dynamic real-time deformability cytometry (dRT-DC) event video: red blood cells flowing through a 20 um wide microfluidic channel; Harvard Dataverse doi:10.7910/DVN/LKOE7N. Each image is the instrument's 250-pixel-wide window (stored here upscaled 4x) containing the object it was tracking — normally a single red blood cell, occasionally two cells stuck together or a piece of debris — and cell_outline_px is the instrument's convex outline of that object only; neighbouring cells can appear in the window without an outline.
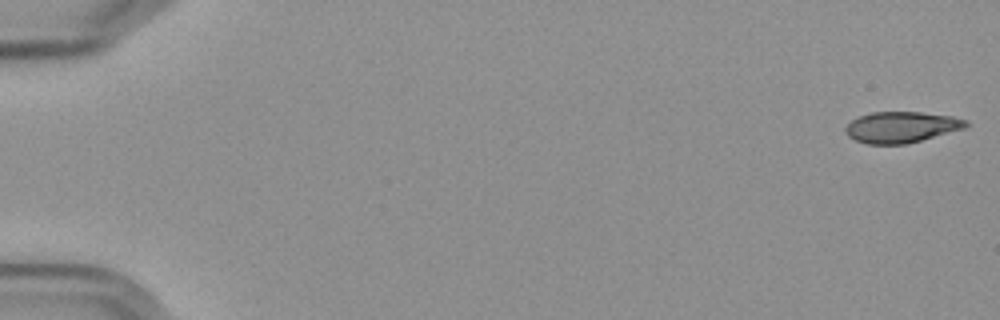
{"species": "Egyptian fruit bat (a non-hibernating species)", "species_latin": "Rousettus aegyptiacus", "temperature_condition": "cold", "stored_images_in_passage": 57, "camera_frame_rate_fps": 3000, "um_per_image_px": 0.085, "frame": {"image": 1, "passage_image": 1, "time_ms": 0.0, "image_size_px": [1000, 320], "cell_outline_px": [[972, 124], [968, 128], [904, 144], [868, 144], [856, 140], [848, 136], [844, 128], [852, 120], [860, 116], [872, 112], [920, 112], [952, 116], [968, 120]], "centroid_in_image_um": [76.68, 10.8], "position_along_channel_um": 8.3, "area_um2": 21.85}}
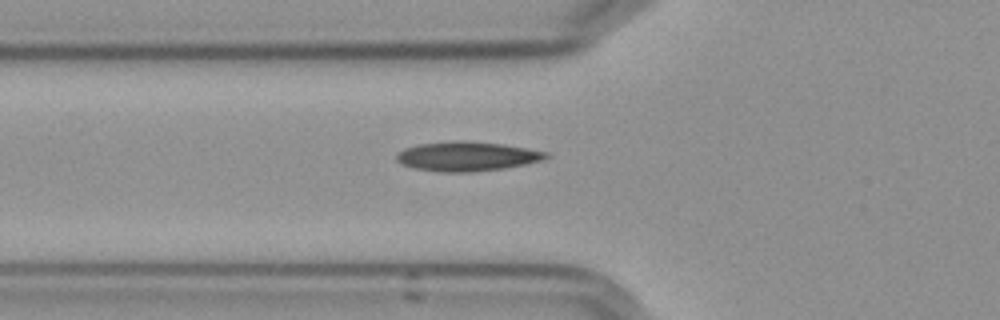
{"frame": {"image": 2, "passage_image": 21, "time_ms": 6.667, "image_size_px": [1000, 320], "cell_outline_px": [[552, 156], [544, 160], [504, 168], [472, 172], [444, 172], [416, 168], [400, 164], [396, 160], [396, 152], [404, 148], [416, 144], [464, 140], [504, 144], [528, 148], [548, 152]], "centroid_in_image_um": [39.71, 13.28], "position_along_channel_um": 86.1, "area_um2": 25.84}}
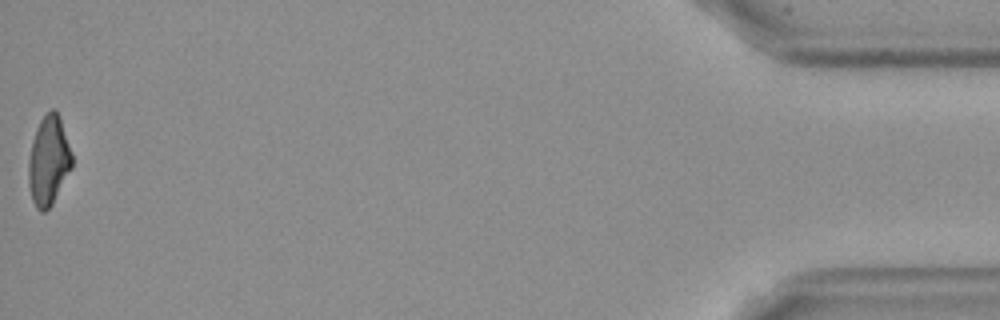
{"frame": {"image": 3, "passage_image": 57, "time_ms": 18.667, "image_size_px": [1000, 320], "cell_outline_px": [[72, 168], [52, 204], [44, 212], [40, 212], [36, 208], [32, 200], [28, 184], [28, 160], [32, 140], [36, 128], [40, 120], [52, 108], [60, 116], [72, 152]], "centroid_in_image_um": [4.13, 13.67], "position_along_channel_um": 431.1, "area_um2": 22.77}, "authors_computed_cell_mechanics": {"area_um2": 23.409, "velocity_mm_per_s": 3.6022, "shape_relaxation_time_tau1_ms": 10.1607, "shape_relaxation_time_tau2_ms": 3.1858, "deformation_change_tau1": 0.2385, "deformation_change_tau2": 0.1021}}